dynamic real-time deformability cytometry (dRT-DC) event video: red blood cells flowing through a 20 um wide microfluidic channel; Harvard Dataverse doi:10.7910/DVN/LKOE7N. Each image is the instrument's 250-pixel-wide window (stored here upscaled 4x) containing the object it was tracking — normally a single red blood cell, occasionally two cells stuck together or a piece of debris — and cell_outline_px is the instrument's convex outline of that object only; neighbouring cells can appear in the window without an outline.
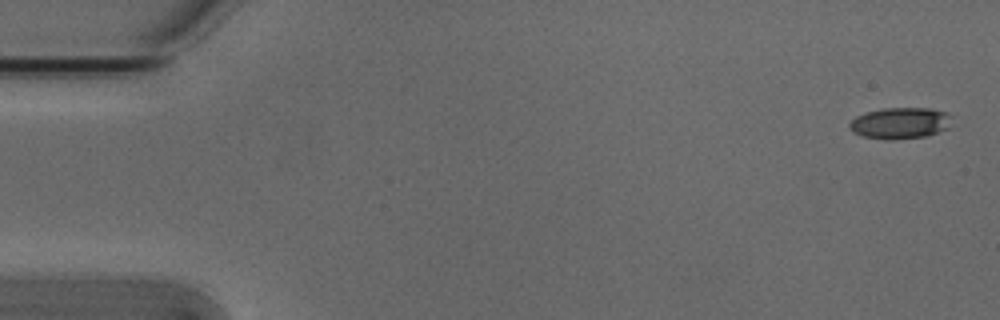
{"species": "Egyptian fruit bat (a non-hibernating species)", "species_latin": "Rousettus aegyptiacus", "temperature_condition": "cold", "stored_images_in_passage": 4, "camera_frame_rate_fps": 3000, "um_per_image_px": 0.085, "animal": {"sex": "male"}, "frame": {"image": 1, "passage_image": 1, "time_ms": 0.0, "image_size_px": [1000, 320], "cell_outline_px": [[952, 116], [948, 128], [928, 136], [892, 140], [888, 140], [864, 136], [852, 132], [848, 128], [848, 124], [856, 116], [868, 112], [884, 108], [932, 108], [948, 112]], "centroid_in_image_um": [76.53, 10.46], "position_along_channel_um": 8.5, "area_um2": 18.84}}
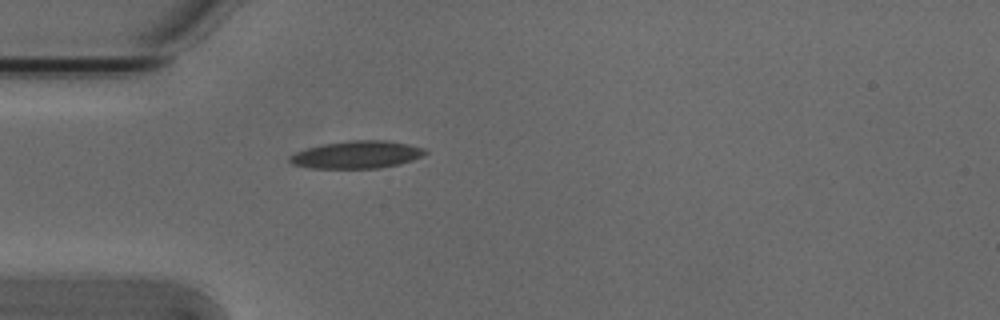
{"frame": {"image": 2, "passage_image": 4, "time_ms": 1.0, "image_size_px": [1000, 320], "cell_outline_px": [[428, 152], [424, 156], [400, 164], [380, 168], [308, 168], [292, 164], [288, 160], [288, 156], [296, 152], [308, 148], [324, 144], [348, 140], [384, 140], [408, 144], [424, 148]], "centroid_in_image_um": [30.34, 13.15], "position_along_channel_um": 54.7, "area_um2": 21.79}}